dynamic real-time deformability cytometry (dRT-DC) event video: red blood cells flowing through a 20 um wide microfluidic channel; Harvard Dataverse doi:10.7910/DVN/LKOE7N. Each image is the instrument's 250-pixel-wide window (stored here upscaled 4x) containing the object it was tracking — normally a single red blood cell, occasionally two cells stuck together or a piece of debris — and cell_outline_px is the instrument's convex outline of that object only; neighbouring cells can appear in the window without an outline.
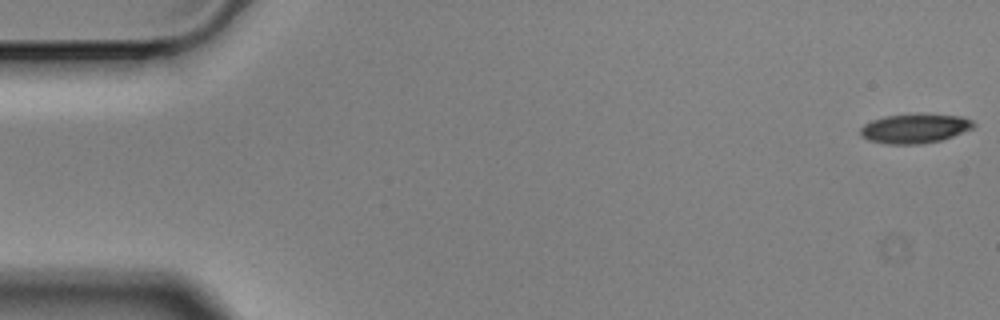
{"species": "Egyptian fruit bat (a non-hibernating species)", "species_latin": "Rousettus aegyptiacus", "temperature_condition": "cold", "stored_images_in_passage": 5, "camera_frame_rate_fps": 3000, "um_per_image_px": 0.085, "animal": {"sex": "male"}, "frame": {"image": 1, "passage_image": 1, "time_ms": 0.0, "image_size_px": [1000, 320], "cell_outline_px": [[976, 124], [972, 128], [952, 136], [940, 140], [920, 144], [888, 144], [868, 140], [860, 136], [860, 128], [864, 124], [872, 120], [884, 116], [912, 112], [920, 112], [960, 116], [972, 120]], "centroid_in_image_um": [77.73, 10.88], "position_along_channel_um": 7.3, "area_um2": 19.83}}
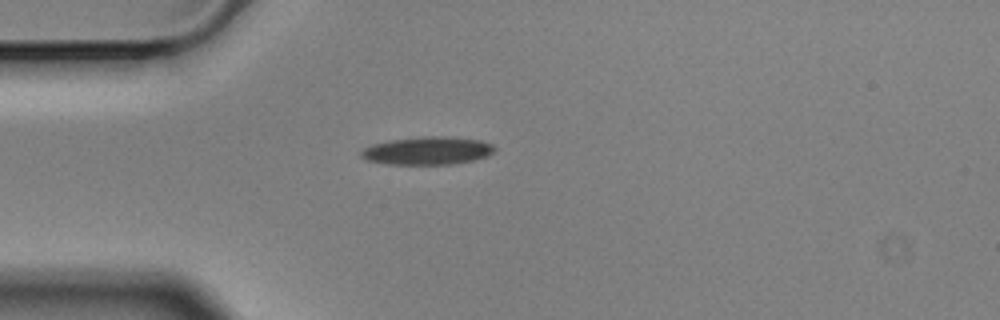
{"frame": {"image": 2, "passage_image": 5, "time_ms": 1.333, "image_size_px": [1000, 320], "cell_outline_px": [[496, 148], [488, 156], [476, 160], [452, 164], [388, 164], [368, 160], [360, 156], [360, 152], [364, 148], [372, 144], [388, 140], [424, 136], [440, 136], [480, 140], [492, 144]], "centroid_in_image_um": [36.34, 12.81], "position_along_channel_um": 48.7, "area_um2": 21.73}}